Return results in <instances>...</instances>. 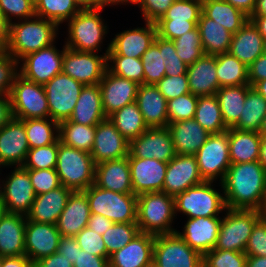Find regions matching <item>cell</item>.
I'll list each match as a JSON object with an SVG mask.
<instances>
[{"mask_svg": "<svg viewBox=\"0 0 266 267\" xmlns=\"http://www.w3.org/2000/svg\"><path fill=\"white\" fill-rule=\"evenodd\" d=\"M114 223L100 214H91L88 221V226L91 230L99 235L104 234Z\"/></svg>", "mask_w": 266, "mask_h": 267, "instance_id": "cell-67", "label": "cell"}, {"mask_svg": "<svg viewBox=\"0 0 266 267\" xmlns=\"http://www.w3.org/2000/svg\"><path fill=\"white\" fill-rule=\"evenodd\" d=\"M225 212L214 248L245 253L252 230L261 219L260 211L227 208Z\"/></svg>", "mask_w": 266, "mask_h": 267, "instance_id": "cell-8", "label": "cell"}, {"mask_svg": "<svg viewBox=\"0 0 266 267\" xmlns=\"http://www.w3.org/2000/svg\"><path fill=\"white\" fill-rule=\"evenodd\" d=\"M200 175L204 181H223L231 165L229 128L220 134H211L195 154ZM218 177V178H217Z\"/></svg>", "mask_w": 266, "mask_h": 267, "instance_id": "cell-10", "label": "cell"}, {"mask_svg": "<svg viewBox=\"0 0 266 267\" xmlns=\"http://www.w3.org/2000/svg\"><path fill=\"white\" fill-rule=\"evenodd\" d=\"M245 254L266 256V221L260 219L254 226L246 245Z\"/></svg>", "mask_w": 266, "mask_h": 267, "instance_id": "cell-62", "label": "cell"}, {"mask_svg": "<svg viewBox=\"0 0 266 267\" xmlns=\"http://www.w3.org/2000/svg\"><path fill=\"white\" fill-rule=\"evenodd\" d=\"M176 0H133L141 9L145 21L157 22Z\"/></svg>", "mask_w": 266, "mask_h": 267, "instance_id": "cell-61", "label": "cell"}, {"mask_svg": "<svg viewBox=\"0 0 266 267\" xmlns=\"http://www.w3.org/2000/svg\"><path fill=\"white\" fill-rule=\"evenodd\" d=\"M91 214H100L113 223L136 222L137 195L123 194L92 184L84 190Z\"/></svg>", "mask_w": 266, "mask_h": 267, "instance_id": "cell-7", "label": "cell"}, {"mask_svg": "<svg viewBox=\"0 0 266 267\" xmlns=\"http://www.w3.org/2000/svg\"><path fill=\"white\" fill-rule=\"evenodd\" d=\"M194 119L210 134H220L228 130L215 95L198 97Z\"/></svg>", "mask_w": 266, "mask_h": 267, "instance_id": "cell-43", "label": "cell"}, {"mask_svg": "<svg viewBox=\"0 0 266 267\" xmlns=\"http://www.w3.org/2000/svg\"><path fill=\"white\" fill-rule=\"evenodd\" d=\"M9 97L15 118L21 120L50 118L43 85L26 80L18 74L14 79Z\"/></svg>", "mask_w": 266, "mask_h": 267, "instance_id": "cell-9", "label": "cell"}, {"mask_svg": "<svg viewBox=\"0 0 266 267\" xmlns=\"http://www.w3.org/2000/svg\"><path fill=\"white\" fill-rule=\"evenodd\" d=\"M252 88H254L266 100V79L256 82Z\"/></svg>", "mask_w": 266, "mask_h": 267, "instance_id": "cell-77", "label": "cell"}, {"mask_svg": "<svg viewBox=\"0 0 266 267\" xmlns=\"http://www.w3.org/2000/svg\"><path fill=\"white\" fill-rule=\"evenodd\" d=\"M154 239V235L140 232L122 249L110 255L109 267H147L151 265Z\"/></svg>", "mask_w": 266, "mask_h": 267, "instance_id": "cell-25", "label": "cell"}, {"mask_svg": "<svg viewBox=\"0 0 266 267\" xmlns=\"http://www.w3.org/2000/svg\"><path fill=\"white\" fill-rule=\"evenodd\" d=\"M266 79V55L259 56L248 67V82L252 87L256 82Z\"/></svg>", "mask_w": 266, "mask_h": 267, "instance_id": "cell-64", "label": "cell"}, {"mask_svg": "<svg viewBox=\"0 0 266 267\" xmlns=\"http://www.w3.org/2000/svg\"><path fill=\"white\" fill-rule=\"evenodd\" d=\"M129 153L135 158H153L165 163L177 155L167 127L148 128L129 142Z\"/></svg>", "mask_w": 266, "mask_h": 267, "instance_id": "cell-16", "label": "cell"}, {"mask_svg": "<svg viewBox=\"0 0 266 267\" xmlns=\"http://www.w3.org/2000/svg\"><path fill=\"white\" fill-rule=\"evenodd\" d=\"M175 217L174 197L165 192H147L137 196L136 223L141 233L154 236L171 234Z\"/></svg>", "mask_w": 266, "mask_h": 267, "instance_id": "cell-3", "label": "cell"}, {"mask_svg": "<svg viewBox=\"0 0 266 267\" xmlns=\"http://www.w3.org/2000/svg\"><path fill=\"white\" fill-rule=\"evenodd\" d=\"M221 217L189 218L183 232L175 231L192 249L204 255L214 249L219 234Z\"/></svg>", "mask_w": 266, "mask_h": 267, "instance_id": "cell-24", "label": "cell"}, {"mask_svg": "<svg viewBox=\"0 0 266 267\" xmlns=\"http://www.w3.org/2000/svg\"><path fill=\"white\" fill-rule=\"evenodd\" d=\"M204 182L195 155H176L168 162L162 192L175 197Z\"/></svg>", "mask_w": 266, "mask_h": 267, "instance_id": "cell-18", "label": "cell"}, {"mask_svg": "<svg viewBox=\"0 0 266 267\" xmlns=\"http://www.w3.org/2000/svg\"><path fill=\"white\" fill-rule=\"evenodd\" d=\"M153 263L157 267H203V255L174 232L155 236Z\"/></svg>", "mask_w": 266, "mask_h": 267, "instance_id": "cell-11", "label": "cell"}, {"mask_svg": "<svg viewBox=\"0 0 266 267\" xmlns=\"http://www.w3.org/2000/svg\"><path fill=\"white\" fill-rule=\"evenodd\" d=\"M19 62L6 51L0 52V95H9L15 77L19 74Z\"/></svg>", "mask_w": 266, "mask_h": 267, "instance_id": "cell-56", "label": "cell"}, {"mask_svg": "<svg viewBox=\"0 0 266 267\" xmlns=\"http://www.w3.org/2000/svg\"><path fill=\"white\" fill-rule=\"evenodd\" d=\"M55 170L61 185L72 191H84L95 182V163L91 154L65 145L59 139Z\"/></svg>", "mask_w": 266, "mask_h": 267, "instance_id": "cell-4", "label": "cell"}, {"mask_svg": "<svg viewBox=\"0 0 266 267\" xmlns=\"http://www.w3.org/2000/svg\"><path fill=\"white\" fill-rule=\"evenodd\" d=\"M104 7L81 9L75 16L68 20V38L65 46L80 52L101 51V43L108 34L107 24L100 12Z\"/></svg>", "mask_w": 266, "mask_h": 267, "instance_id": "cell-5", "label": "cell"}, {"mask_svg": "<svg viewBox=\"0 0 266 267\" xmlns=\"http://www.w3.org/2000/svg\"><path fill=\"white\" fill-rule=\"evenodd\" d=\"M154 43L163 50L165 75L179 76L187 73L188 66L180 59L176 53V48L172 40L164 39L156 35Z\"/></svg>", "mask_w": 266, "mask_h": 267, "instance_id": "cell-54", "label": "cell"}, {"mask_svg": "<svg viewBox=\"0 0 266 267\" xmlns=\"http://www.w3.org/2000/svg\"><path fill=\"white\" fill-rule=\"evenodd\" d=\"M10 23L0 8V52L6 51L9 43Z\"/></svg>", "mask_w": 266, "mask_h": 267, "instance_id": "cell-69", "label": "cell"}, {"mask_svg": "<svg viewBox=\"0 0 266 267\" xmlns=\"http://www.w3.org/2000/svg\"><path fill=\"white\" fill-rule=\"evenodd\" d=\"M156 35V24L145 21V27L124 30L115 35L110 42V50L107 56L141 58L154 42Z\"/></svg>", "mask_w": 266, "mask_h": 267, "instance_id": "cell-22", "label": "cell"}, {"mask_svg": "<svg viewBox=\"0 0 266 267\" xmlns=\"http://www.w3.org/2000/svg\"><path fill=\"white\" fill-rule=\"evenodd\" d=\"M202 13L235 34L249 19L238 8L225 0H203Z\"/></svg>", "mask_w": 266, "mask_h": 267, "instance_id": "cell-37", "label": "cell"}, {"mask_svg": "<svg viewBox=\"0 0 266 267\" xmlns=\"http://www.w3.org/2000/svg\"><path fill=\"white\" fill-rule=\"evenodd\" d=\"M246 267H266V256L247 255Z\"/></svg>", "mask_w": 266, "mask_h": 267, "instance_id": "cell-73", "label": "cell"}, {"mask_svg": "<svg viewBox=\"0 0 266 267\" xmlns=\"http://www.w3.org/2000/svg\"><path fill=\"white\" fill-rule=\"evenodd\" d=\"M80 250L75 237L62 236L59 242L58 252L65 256L70 262L74 263Z\"/></svg>", "mask_w": 266, "mask_h": 267, "instance_id": "cell-65", "label": "cell"}, {"mask_svg": "<svg viewBox=\"0 0 266 267\" xmlns=\"http://www.w3.org/2000/svg\"><path fill=\"white\" fill-rule=\"evenodd\" d=\"M216 73L220 87L249 84L248 67L229 52L216 54Z\"/></svg>", "mask_w": 266, "mask_h": 267, "instance_id": "cell-40", "label": "cell"}, {"mask_svg": "<svg viewBox=\"0 0 266 267\" xmlns=\"http://www.w3.org/2000/svg\"><path fill=\"white\" fill-rule=\"evenodd\" d=\"M225 1L233 5L234 7L238 8L249 18L252 16L257 3V0H225Z\"/></svg>", "mask_w": 266, "mask_h": 267, "instance_id": "cell-71", "label": "cell"}, {"mask_svg": "<svg viewBox=\"0 0 266 267\" xmlns=\"http://www.w3.org/2000/svg\"><path fill=\"white\" fill-rule=\"evenodd\" d=\"M155 86L167 101L179 97L180 95L190 93L187 73L179 76L165 75Z\"/></svg>", "mask_w": 266, "mask_h": 267, "instance_id": "cell-58", "label": "cell"}, {"mask_svg": "<svg viewBox=\"0 0 266 267\" xmlns=\"http://www.w3.org/2000/svg\"><path fill=\"white\" fill-rule=\"evenodd\" d=\"M58 140L50 145L29 149L22 167L24 169H55Z\"/></svg>", "mask_w": 266, "mask_h": 267, "instance_id": "cell-50", "label": "cell"}, {"mask_svg": "<svg viewBox=\"0 0 266 267\" xmlns=\"http://www.w3.org/2000/svg\"><path fill=\"white\" fill-rule=\"evenodd\" d=\"M96 125H83L70 120L59 123V140L65 145L91 152L95 138Z\"/></svg>", "mask_w": 266, "mask_h": 267, "instance_id": "cell-42", "label": "cell"}, {"mask_svg": "<svg viewBox=\"0 0 266 267\" xmlns=\"http://www.w3.org/2000/svg\"><path fill=\"white\" fill-rule=\"evenodd\" d=\"M197 27L204 54L216 55L229 52L233 34L224 26L201 12Z\"/></svg>", "mask_w": 266, "mask_h": 267, "instance_id": "cell-36", "label": "cell"}, {"mask_svg": "<svg viewBox=\"0 0 266 267\" xmlns=\"http://www.w3.org/2000/svg\"><path fill=\"white\" fill-rule=\"evenodd\" d=\"M75 239L81 250L109 260L110 256L107 254L102 235H99L89 227H85L75 236Z\"/></svg>", "mask_w": 266, "mask_h": 267, "instance_id": "cell-57", "label": "cell"}, {"mask_svg": "<svg viewBox=\"0 0 266 267\" xmlns=\"http://www.w3.org/2000/svg\"><path fill=\"white\" fill-rule=\"evenodd\" d=\"M2 182V200L7 213L26 216L35 200L29 173L22 166L15 167Z\"/></svg>", "mask_w": 266, "mask_h": 267, "instance_id": "cell-15", "label": "cell"}, {"mask_svg": "<svg viewBox=\"0 0 266 267\" xmlns=\"http://www.w3.org/2000/svg\"><path fill=\"white\" fill-rule=\"evenodd\" d=\"M106 117L136 101L139 84L112 74L108 70L99 82Z\"/></svg>", "mask_w": 266, "mask_h": 267, "instance_id": "cell-23", "label": "cell"}, {"mask_svg": "<svg viewBox=\"0 0 266 267\" xmlns=\"http://www.w3.org/2000/svg\"><path fill=\"white\" fill-rule=\"evenodd\" d=\"M202 2L176 0L158 21H199Z\"/></svg>", "mask_w": 266, "mask_h": 267, "instance_id": "cell-52", "label": "cell"}, {"mask_svg": "<svg viewBox=\"0 0 266 267\" xmlns=\"http://www.w3.org/2000/svg\"><path fill=\"white\" fill-rule=\"evenodd\" d=\"M258 161L266 170V136H261L260 152H259Z\"/></svg>", "mask_w": 266, "mask_h": 267, "instance_id": "cell-74", "label": "cell"}, {"mask_svg": "<svg viewBox=\"0 0 266 267\" xmlns=\"http://www.w3.org/2000/svg\"><path fill=\"white\" fill-rule=\"evenodd\" d=\"M107 70L119 77L133 80L139 85L144 84V71L141 58L107 56Z\"/></svg>", "mask_w": 266, "mask_h": 267, "instance_id": "cell-46", "label": "cell"}, {"mask_svg": "<svg viewBox=\"0 0 266 267\" xmlns=\"http://www.w3.org/2000/svg\"><path fill=\"white\" fill-rule=\"evenodd\" d=\"M259 211H260L261 219L266 221V193L264 196L263 204H262L261 209Z\"/></svg>", "mask_w": 266, "mask_h": 267, "instance_id": "cell-79", "label": "cell"}, {"mask_svg": "<svg viewBox=\"0 0 266 267\" xmlns=\"http://www.w3.org/2000/svg\"><path fill=\"white\" fill-rule=\"evenodd\" d=\"M190 93L197 97L215 95L219 89L216 56L203 54L187 70Z\"/></svg>", "mask_w": 266, "mask_h": 267, "instance_id": "cell-29", "label": "cell"}, {"mask_svg": "<svg viewBox=\"0 0 266 267\" xmlns=\"http://www.w3.org/2000/svg\"><path fill=\"white\" fill-rule=\"evenodd\" d=\"M261 135L256 131L229 128V153L231 164L258 161Z\"/></svg>", "mask_w": 266, "mask_h": 267, "instance_id": "cell-35", "label": "cell"}, {"mask_svg": "<svg viewBox=\"0 0 266 267\" xmlns=\"http://www.w3.org/2000/svg\"><path fill=\"white\" fill-rule=\"evenodd\" d=\"M250 88L249 84L220 87L215 93L227 128H232L238 122Z\"/></svg>", "mask_w": 266, "mask_h": 267, "instance_id": "cell-38", "label": "cell"}, {"mask_svg": "<svg viewBox=\"0 0 266 267\" xmlns=\"http://www.w3.org/2000/svg\"><path fill=\"white\" fill-rule=\"evenodd\" d=\"M134 195L162 191L168 163L128 154Z\"/></svg>", "mask_w": 266, "mask_h": 267, "instance_id": "cell-20", "label": "cell"}, {"mask_svg": "<svg viewBox=\"0 0 266 267\" xmlns=\"http://www.w3.org/2000/svg\"><path fill=\"white\" fill-rule=\"evenodd\" d=\"M82 9L97 8V0H76Z\"/></svg>", "mask_w": 266, "mask_h": 267, "instance_id": "cell-78", "label": "cell"}, {"mask_svg": "<svg viewBox=\"0 0 266 267\" xmlns=\"http://www.w3.org/2000/svg\"><path fill=\"white\" fill-rule=\"evenodd\" d=\"M59 25L54 21L34 16L10 24L9 43L6 52L18 62L29 53L51 46Z\"/></svg>", "mask_w": 266, "mask_h": 267, "instance_id": "cell-2", "label": "cell"}, {"mask_svg": "<svg viewBox=\"0 0 266 267\" xmlns=\"http://www.w3.org/2000/svg\"><path fill=\"white\" fill-rule=\"evenodd\" d=\"M108 118L129 142L148 129L136 102L125 105Z\"/></svg>", "mask_w": 266, "mask_h": 267, "instance_id": "cell-39", "label": "cell"}, {"mask_svg": "<svg viewBox=\"0 0 266 267\" xmlns=\"http://www.w3.org/2000/svg\"><path fill=\"white\" fill-rule=\"evenodd\" d=\"M264 37L250 19L232 35L229 53L249 67L263 54Z\"/></svg>", "mask_w": 266, "mask_h": 267, "instance_id": "cell-33", "label": "cell"}, {"mask_svg": "<svg viewBox=\"0 0 266 267\" xmlns=\"http://www.w3.org/2000/svg\"><path fill=\"white\" fill-rule=\"evenodd\" d=\"M94 184L106 190L134 194L128 156L95 165Z\"/></svg>", "mask_w": 266, "mask_h": 267, "instance_id": "cell-26", "label": "cell"}, {"mask_svg": "<svg viewBox=\"0 0 266 267\" xmlns=\"http://www.w3.org/2000/svg\"><path fill=\"white\" fill-rule=\"evenodd\" d=\"M167 128L178 155H195L211 135L194 118L168 123Z\"/></svg>", "mask_w": 266, "mask_h": 267, "instance_id": "cell-30", "label": "cell"}, {"mask_svg": "<svg viewBox=\"0 0 266 267\" xmlns=\"http://www.w3.org/2000/svg\"><path fill=\"white\" fill-rule=\"evenodd\" d=\"M2 267H33V262L26 255L2 257Z\"/></svg>", "mask_w": 266, "mask_h": 267, "instance_id": "cell-70", "label": "cell"}, {"mask_svg": "<svg viewBox=\"0 0 266 267\" xmlns=\"http://www.w3.org/2000/svg\"><path fill=\"white\" fill-rule=\"evenodd\" d=\"M144 84L155 85L165 76V65L163 50L153 42L152 45L143 53L142 57Z\"/></svg>", "mask_w": 266, "mask_h": 267, "instance_id": "cell-49", "label": "cell"}, {"mask_svg": "<svg viewBox=\"0 0 266 267\" xmlns=\"http://www.w3.org/2000/svg\"><path fill=\"white\" fill-rule=\"evenodd\" d=\"M106 118L99 84L85 85L68 120L83 125H97Z\"/></svg>", "mask_w": 266, "mask_h": 267, "instance_id": "cell-34", "label": "cell"}, {"mask_svg": "<svg viewBox=\"0 0 266 267\" xmlns=\"http://www.w3.org/2000/svg\"><path fill=\"white\" fill-rule=\"evenodd\" d=\"M139 233L136 222L114 223L102 234L107 254L110 256L119 249H122Z\"/></svg>", "mask_w": 266, "mask_h": 267, "instance_id": "cell-47", "label": "cell"}, {"mask_svg": "<svg viewBox=\"0 0 266 267\" xmlns=\"http://www.w3.org/2000/svg\"><path fill=\"white\" fill-rule=\"evenodd\" d=\"M95 165L128 156L129 141L107 117L96 125L95 138L90 152Z\"/></svg>", "mask_w": 266, "mask_h": 267, "instance_id": "cell-17", "label": "cell"}, {"mask_svg": "<svg viewBox=\"0 0 266 267\" xmlns=\"http://www.w3.org/2000/svg\"><path fill=\"white\" fill-rule=\"evenodd\" d=\"M29 149L23 120L13 117L0 129V168L22 166Z\"/></svg>", "mask_w": 266, "mask_h": 267, "instance_id": "cell-19", "label": "cell"}, {"mask_svg": "<svg viewBox=\"0 0 266 267\" xmlns=\"http://www.w3.org/2000/svg\"><path fill=\"white\" fill-rule=\"evenodd\" d=\"M173 42L177 55L187 66L192 65L204 54L198 27L184 33Z\"/></svg>", "mask_w": 266, "mask_h": 267, "instance_id": "cell-48", "label": "cell"}, {"mask_svg": "<svg viewBox=\"0 0 266 267\" xmlns=\"http://www.w3.org/2000/svg\"><path fill=\"white\" fill-rule=\"evenodd\" d=\"M132 3L133 0H97V8Z\"/></svg>", "mask_w": 266, "mask_h": 267, "instance_id": "cell-75", "label": "cell"}, {"mask_svg": "<svg viewBox=\"0 0 266 267\" xmlns=\"http://www.w3.org/2000/svg\"><path fill=\"white\" fill-rule=\"evenodd\" d=\"M247 255L243 252L212 249L203 255V267H246Z\"/></svg>", "mask_w": 266, "mask_h": 267, "instance_id": "cell-53", "label": "cell"}, {"mask_svg": "<svg viewBox=\"0 0 266 267\" xmlns=\"http://www.w3.org/2000/svg\"><path fill=\"white\" fill-rule=\"evenodd\" d=\"M30 149L47 146L59 139V123L51 118L23 120Z\"/></svg>", "mask_w": 266, "mask_h": 267, "instance_id": "cell-44", "label": "cell"}, {"mask_svg": "<svg viewBox=\"0 0 266 267\" xmlns=\"http://www.w3.org/2000/svg\"><path fill=\"white\" fill-rule=\"evenodd\" d=\"M62 51L56 49L52 44L49 47L40 49L24 56L19 60V75L26 80L44 85L55 75L62 72L64 48Z\"/></svg>", "mask_w": 266, "mask_h": 267, "instance_id": "cell-14", "label": "cell"}, {"mask_svg": "<svg viewBox=\"0 0 266 267\" xmlns=\"http://www.w3.org/2000/svg\"><path fill=\"white\" fill-rule=\"evenodd\" d=\"M90 215L86 193L84 191H72L57 221V229L61 236L75 237L88 226Z\"/></svg>", "mask_w": 266, "mask_h": 267, "instance_id": "cell-27", "label": "cell"}, {"mask_svg": "<svg viewBox=\"0 0 266 267\" xmlns=\"http://www.w3.org/2000/svg\"><path fill=\"white\" fill-rule=\"evenodd\" d=\"M157 35L168 40H174L184 33L194 30L198 21H157Z\"/></svg>", "mask_w": 266, "mask_h": 267, "instance_id": "cell-60", "label": "cell"}, {"mask_svg": "<svg viewBox=\"0 0 266 267\" xmlns=\"http://www.w3.org/2000/svg\"><path fill=\"white\" fill-rule=\"evenodd\" d=\"M135 102L148 128L167 127V100L155 85H139Z\"/></svg>", "mask_w": 266, "mask_h": 267, "instance_id": "cell-31", "label": "cell"}, {"mask_svg": "<svg viewBox=\"0 0 266 267\" xmlns=\"http://www.w3.org/2000/svg\"><path fill=\"white\" fill-rule=\"evenodd\" d=\"M266 15V0H257L255 10L252 16H265Z\"/></svg>", "mask_w": 266, "mask_h": 267, "instance_id": "cell-76", "label": "cell"}, {"mask_svg": "<svg viewBox=\"0 0 266 267\" xmlns=\"http://www.w3.org/2000/svg\"><path fill=\"white\" fill-rule=\"evenodd\" d=\"M261 136H266V115L263 117L262 124L259 130Z\"/></svg>", "mask_w": 266, "mask_h": 267, "instance_id": "cell-80", "label": "cell"}, {"mask_svg": "<svg viewBox=\"0 0 266 267\" xmlns=\"http://www.w3.org/2000/svg\"><path fill=\"white\" fill-rule=\"evenodd\" d=\"M13 117L9 95H0V129L7 125Z\"/></svg>", "mask_w": 266, "mask_h": 267, "instance_id": "cell-68", "label": "cell"}, {"mask_svg": "<svg viewBox=\"0 0 266 267\" xmlns=\"http://www.w3.org/2000/svg\"><path fill=\"white\" fill-rule=\"evenodd\" d=\"M36 195L62 186L55 169H26Z\"/></svg>", "mask_w": 266, "mask_h": 267, "instance_id": "cell-55", "label": "cell"}, {"mask_svg": "<svg viewBox=\"0 0 266 267\" xmlns=\"http://www.w3.org/2000/svg\"><path fill=\"white\" fill-rule=\"evenodd\" d=\"M84 86L63 72L45 83L50 118L58 123L69 119Z\"/></svg>", "mask_w": 266, "mask_h": 267, "instance_id": "cell-12", "label": "cell"}, {"mask_svg": "<svg viewBox=\"0 0 266 267\" xmlns=\"http://www.w3.org/2000/svg\"><path fill=\"white\" fill-rule=\"evenodd\" d=\"M61 234L55 224L27 220L25 226V255L35 263L58 251Z\"/></svg>", "mask_w": 266, "mask_h": 267, "instance_id": "cell-21", "label": "cell"}, {"mask_svg": "<svg viewBox=\"0 0 266 267\" xmlns=\"http://www.w3.org/2000/svg\"><path fill=\"white\" fill-rule=\"evenodd\" d=\"M72 190L60 186L52 191L36 195L26 219L36 223L57 224Z\"/></svg>", "mask_w": 266, "mask_h": 267, "instance_id": "cell-28", "label": "cell"}, {"mask_svg": "<svg viewBox=\"0 0 266 267\" xmlns=\"http://www.w3.org/2000/svg\"><path fill=\"white\" fill-rule=\"evenodd\" d=\"M256 26L260 34L266 38V15L265 16H251L249 18Z\"/></svg>", "mask_w": 266, "mask_h": 267, "instance_id": "cell-72", "label": "cell"}, {"mask_svg": "<svg viewBox=\"0 0 266 267\" xmlns=\"http://www.w3.org/2000/svg\"><path fill=\"white\" fill-rule=\"evenodd\" d=\"M198 103V97L186 93L167 101L168 123L193 119Z\"/></svg>", "mask_w": 266, "mask_h": 267, "instance_id": "cell-51", "label": "cell"}, {"mask_svg": "<svg viewBox=\"0 0 266 267\" xmlns=\"http://www.w3.org/2000/svg\"><path fill=\"white\" fill-rule=\"evenodd\" d=\"M0 8L10 24L13 17L23 20L35 16V5L30 0H0Z\"/></svg>", "mask_w": 266, "mask_h": 267, "instance_id": "cell-59", "label": "cell"}, {"mask_svg": "<svg viewBox=\"0 0 266 267\" xmlns=\"http://www.w3.org/2000/svg\"><path fill=\"white\" fill-rule=\"evenodd\" d=\"M26 216L5 213L0 219V256L25 255Z\"/></svg>", "mask_w": 266, "mask_h": 267, "instance_id": "cell-32", "label": "cell"}, {"mask_svg": "<svg viewBox=\"0 0 266 267\" xmlns=\"http://www.w3.org/2000/svg\"><path fill=\"white\" fill-rule=\"evenodd\" d=\"M219 184L227 208L259 211L266 193V170L259 161L231 164Z\"/></svg>", "mask_w": 266, "mask_h": 267, "instance_id": "cell-1", "label": "cell"}, {"mask_svg": "<svg viewBox=\"0 0 266 267\" xmlns=\"http://www.w3.org/2000/svg\"><path fill=\"white\" fill-rule=\"evenodd\" d=\"M73 267H109V262L107 258L92 255L80 249Z\"/></svg>", "mask_w": 266, "mask_h": 267, "instance_id": "cell-63", "label": "cell"}, {"mask_svg": "<svg viewBox=\"0 0 266 267\" xmlns=\"http://www.w3.org/2000/svg\"><path fill=\"white\" fill-rule=\"evenodd\" d=\"M110 43L103 55L94 52H80L64 48L62 72L83 85H97L107 70V53Z\"/></svg>", "mask_w": 266, "mask_h": 267, "instance_id": "cell-13", "label": "cell"}, {"mask_svg": "<svg viewBox=\"0 0 266 267\" xmlns=\"http://www.w3.org/2000/svg\"><path fill=\"white\" fill-rule=\"evenodd\" d=\"M223 195L213 188L212 181H204L174 197L175 216L177 212L187 219L219 216L227 209Z\"/></svg>", "mask_w": 266, "mask_h": 267, "instance_id": "cell-6", "label": "cell"}, {"mask_svg": "<svg viewBox=\"0 0 266 267\" xmlns=\"http://www.w3.org/2000/svg\"><path fill=\"white\" fill-rule=\"evenodd\" d=\"M266 115V100L254 89L247 91L246 100L238 122L232 127L239 130L259 132Z\"/></svg>", "mask_w": 266, "mask_h": 267, "instance_id": "cell-41", "label": "cell"}, {"mask_svg": "<svg viewBox=\"0 0 266 267\" xmlns=\"http://www.w3.org/2000/svg\"><path fill=\"white\" fill-rule=\"evenodd\" d=\"M33 267H73V263L58 251L33 263Z\"/></svg>", "mask_w": 266, "mask_h": 267, "instance_id": "cell-66", "label": "cell"}, {"mask_svg": "<svg viewBox=\"0 0 266 267\" xmlns=\"http://www.w3.org/2000/svg\"><path fill=\"white\" fill-rule=\"evenodd\" d=\"M81 9L76 0H39L35 5V15L54 21L60 26Z\"/></svg>", "mask_w": 266, "mask_h": 267, "instance_id": "cell-45", "label": "cell"}]
</instances>
